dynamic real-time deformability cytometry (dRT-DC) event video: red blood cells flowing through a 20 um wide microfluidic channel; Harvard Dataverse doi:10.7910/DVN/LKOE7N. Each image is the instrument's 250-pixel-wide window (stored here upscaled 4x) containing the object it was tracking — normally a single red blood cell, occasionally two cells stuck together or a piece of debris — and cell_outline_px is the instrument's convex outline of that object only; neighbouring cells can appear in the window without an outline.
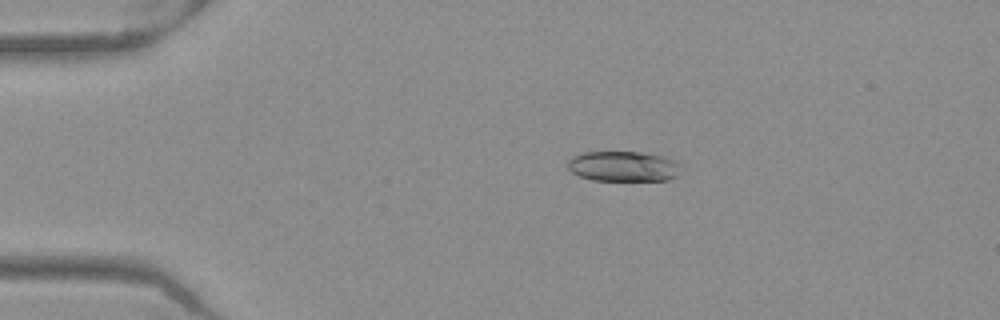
{"species": "Egyptian fruit bat (a non-hibernating species)", "species_latin": "Rousettus aegyptiacus", "temperature_condition": "warm", "stored_images_in_passage": 44, "camera_frame_rate_fps": 3000, "um_per_image_px": 0.085, "frame": {"image": 1, "passage_image": 3, "time_ms": 0.667, "image_size_px": [1000, 320], "cell_outline_px": [[680, 164], [676, 176], [668, 180], [592, 180], [580, 176], [572, 172], [568, 168], [568, 160], [572, 156], [584, 152], [640, 152], [664, 156]], "centroid_in_image_um": [52.95, 14.13], "position_along_channel_um": 32.1, "area_um2": 19.83}}
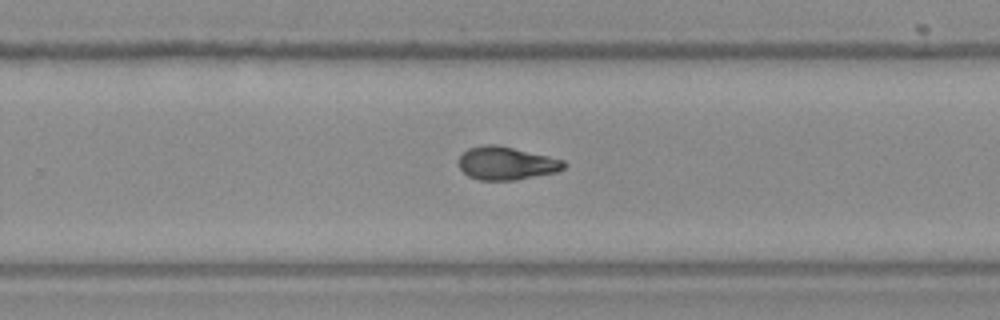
{"frame": {"image": 2, "passage_image": 26, "time_ms": 8.333, "image_size_px": [1000, 320], "cell_outline_px": [[568, 164], [564, 168], [556, 172], [516, 180], [480, 180], [468, 176], [460, 168], [460, 156], [468, 148], [484, 144], [496, 144], [548, 156], [564, 160]], "centroid_in_image_um": [43.06, 13.88], "position_along_channel_um": 286.7, "area_um2": 20.23}}
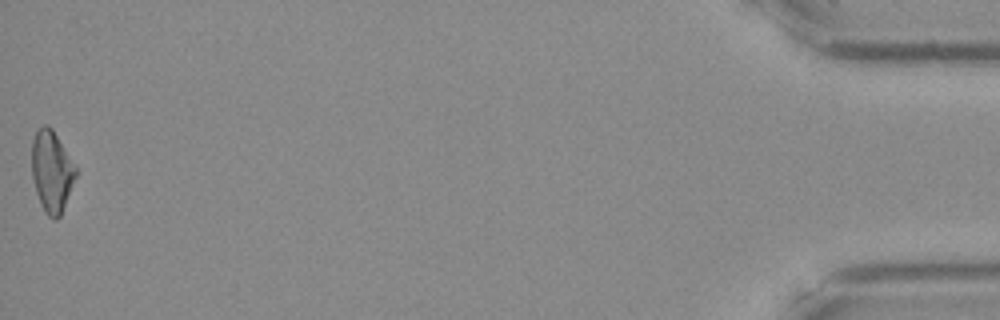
{"frame": {"image": 3, "passage_image": 44, "time_ms": 14.333, "image_size_px": [1000, 320], "cell_outline_px": [[76, 176], [60, 216], [56, 220], [52, 220], [44, 212], [40, 204], [36, 192], [32, 176], [32, 140], [36, 128], [44, 124], [48, 124], [52, 128], [76, 168]], "centroid_in_image_um": [4.36, 14.56], "position_along_channel_um": 430.8, "area_um2": 20.81}, "authors_computed_cell_mechanics": {"area_um2": 20.3456, "velocity_mm_per_s": 3.9901, "shape_relaxation_time_tau1_ms": 5.224, "shape_relaxation_time_tau2_ms": 4.8109, "deformation_change_tau1": 0.1945, "deformation_change_tau2": 0.1171}}